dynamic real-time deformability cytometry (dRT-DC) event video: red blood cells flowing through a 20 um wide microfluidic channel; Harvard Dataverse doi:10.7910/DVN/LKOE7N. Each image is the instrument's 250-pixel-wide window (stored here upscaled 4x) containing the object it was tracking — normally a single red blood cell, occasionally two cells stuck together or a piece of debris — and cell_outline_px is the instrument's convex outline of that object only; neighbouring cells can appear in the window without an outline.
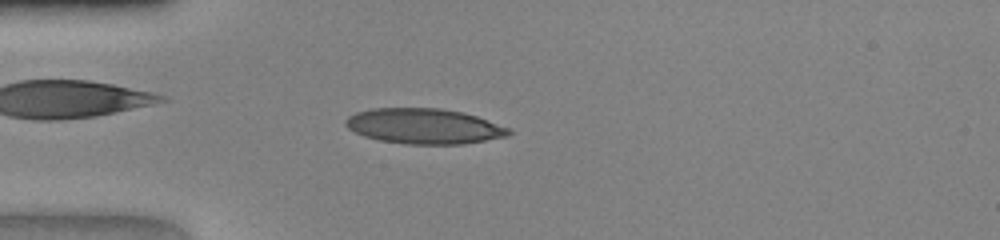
{"species": "human", "species_latin": "Homo sapiens", "temperature_condition": "warm", "stored_images_in_passage": 46, "camera_frame_rate_fps": 3000, "um_per_image_px": 0.085, "donor": {"sex": "female"}, "frame": {"image": 1, "passage_image": 12, "time_ms": 3.667, "image_size_px": [1000, 240], "cell_outline_px": [[512, 132], [508, 136], [464, 144], [404, 144], [380, 140], [364, 136], [348, 128], [344, 124], [344, 120], [348, 116], [356, 112], [372, 108], [440, 108], [460, 112], [476, 116], [512, 128]], "centroid_in_image_um": [36.05, 10.73], "position_along_channel_um": 48.9, "area_um2": 33.7}}
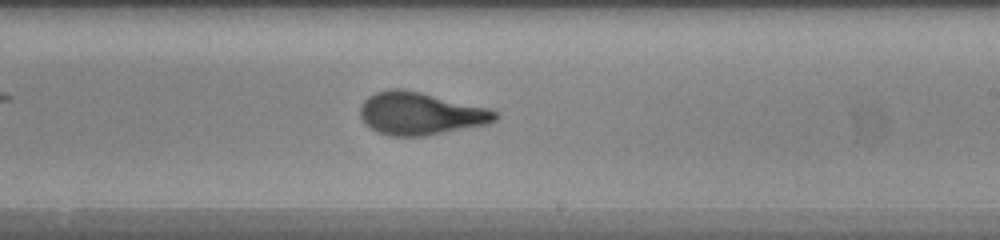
{"frame": {"image": 2, "passage_image": 27, "time_ms": 8.667, "image_size_px": [1000, 240], "cell_outline_px": [[500, 116], [496, 120], [488, 124], [424, 136], [388, 136], [376, 132], [364, 124], [360, 116], [360, 108], [364, 100], [368, 96], [376, 92], [388, 88], [404, 88], [488, 108], [500, 112]], "centroid_in_image_um": [35.72, 9.65], "position_along_channel_um": 253.3, "area_um2": 33.87}}
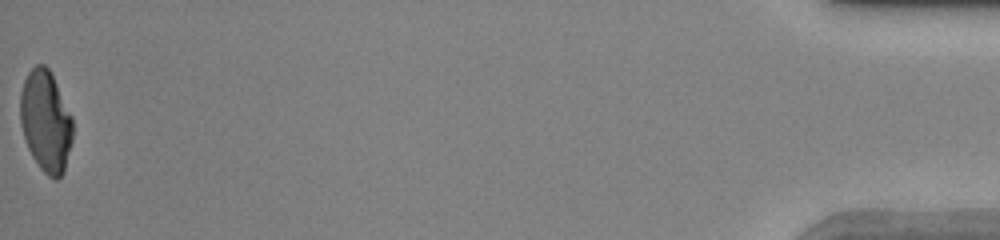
{"frame": {"image": 3, "passage_image": 46, "time_ms": 15.0, "image_size_px": [1000, 240], "cell_outline_px": [[72, 140], [64, 172], [56, 180], [48, 176], [40, 168], [32, 156], [24, 140], [20, 124], [20, 92], [24, 80], [28, 72], [36, 64], [44, 64], [48, 68], [72, 116]], "centroid_in_image_um": [3.87, 10.32], "position_along_channel_um": 431.3, "area_um2": 30.98}}